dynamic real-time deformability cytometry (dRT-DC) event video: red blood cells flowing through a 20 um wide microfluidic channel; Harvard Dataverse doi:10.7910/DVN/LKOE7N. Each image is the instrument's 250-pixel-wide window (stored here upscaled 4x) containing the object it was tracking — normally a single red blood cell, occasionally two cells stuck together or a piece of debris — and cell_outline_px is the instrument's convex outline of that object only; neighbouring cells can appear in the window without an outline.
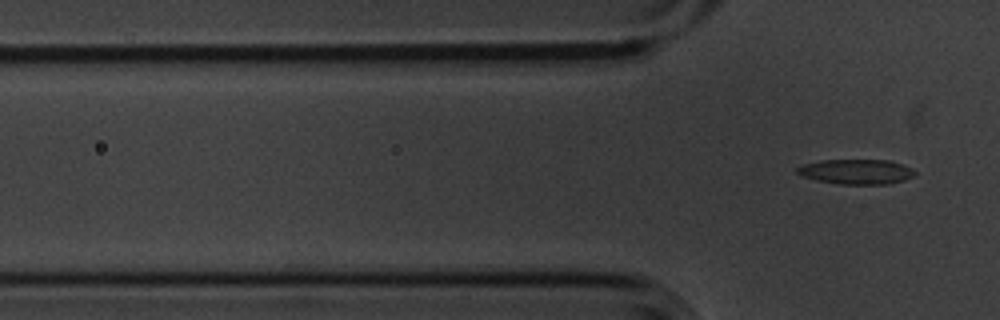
{"species": "common noctule bat (a hibernating species)", "species_latin": "Nyctalus noctula", "temperature_condition": "cold", "stored_images_in_passage": 6, "segment_of_instrument_passage": [2, 2], "camera_frame_rate_fps": 3000, "um_per_image_px": 0.085, "animal": {"sex": "male", "body_mass_g": 20.1, "forearm_length_mm": 53.5}, "frame": {"image": 1, "passage_image": 6, "time_ms": 1.667, "image_size_px": [1000, 320], "cell_outline_px": [[916, 172], [912, 176], [904, 180], [888, 184], [840, 184], [816, 180], [800, 176], [796, 172], [796, 168], [800, 164], [820, 160], [888, 160], [904, 164], [912, 168]], "centroid_in_image_um": [72.74, 14.58], "position_along_channel_um": 53.1, "area_um2": 17.28}}